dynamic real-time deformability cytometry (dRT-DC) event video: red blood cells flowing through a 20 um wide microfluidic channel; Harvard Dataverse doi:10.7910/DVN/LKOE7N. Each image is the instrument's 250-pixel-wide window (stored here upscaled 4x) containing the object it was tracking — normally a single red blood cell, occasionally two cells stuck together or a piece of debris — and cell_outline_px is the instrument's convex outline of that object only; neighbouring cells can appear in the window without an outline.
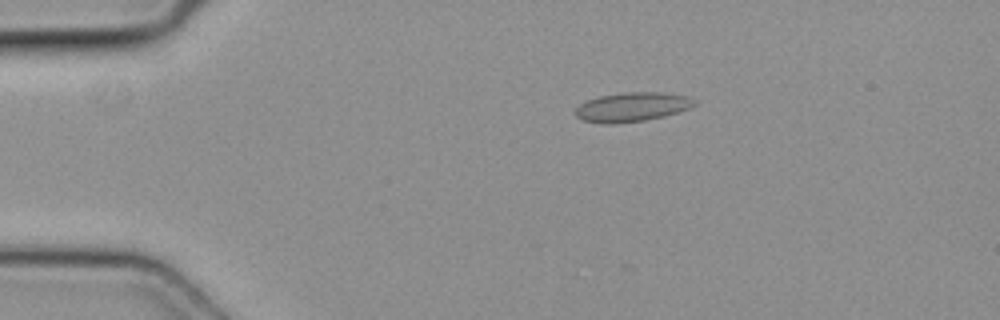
{"species": "common noctule bat (a hibernating species)", "species_latin": "Nyctalus noctula", "temperature_condition": "cold", "stored_images_in_passage": 3, "camera_frame_rate_fps": 3000, "um_per_image_px": 0.085, "animal": {"sex": "female", "body_mass_g": 19.3, "forearm_length_mm": 54.1}, "frame": {"image": 1, "passage_image": 1, "time_ms": 0.0, "image_size_px": [1000, 320], "cell_outline_px": [[696, 104], [688, 108], [664, 116], [644, 120], [612, 124], [604, 124], [584, 120], [576, 116], [576, 108], [580, 104], [588, 100], [600, 96], [624, 92], [660, 92], [688, 96], [696, 100]], "centroid_in_image_um": [53.73, 9.09], "position_along_channel_um": 31.3, "area_um2": 20.06}}
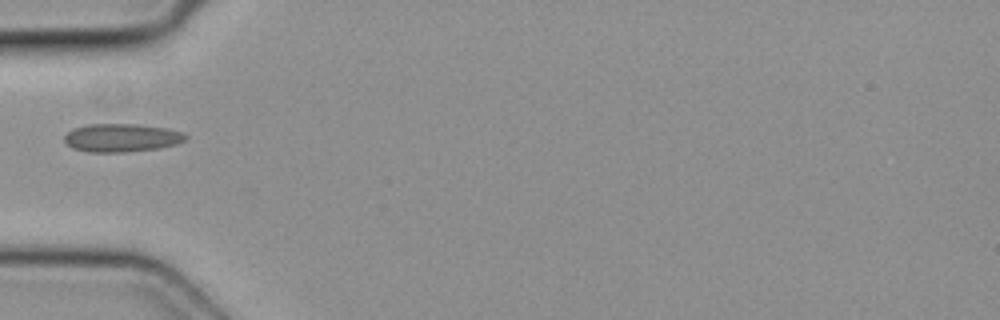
{"frame": {"image": 2, "passage_image": 3, "time_ms": 0.667, "image_size_px": [1000, 320], "cell_outline_px": [[188, 136], [184, 140], [176, 144], [160, 148], [124, 152], [88, 152], [72, 148], [64, 140], [64, 136], [72, 128], [88, 124], [136, 124], [168, 128], [184, 132]], "centroid_in_image_um": [10.34, 11.7], "position_along_channel_um": 74.7, "area_um2": 20.06}}